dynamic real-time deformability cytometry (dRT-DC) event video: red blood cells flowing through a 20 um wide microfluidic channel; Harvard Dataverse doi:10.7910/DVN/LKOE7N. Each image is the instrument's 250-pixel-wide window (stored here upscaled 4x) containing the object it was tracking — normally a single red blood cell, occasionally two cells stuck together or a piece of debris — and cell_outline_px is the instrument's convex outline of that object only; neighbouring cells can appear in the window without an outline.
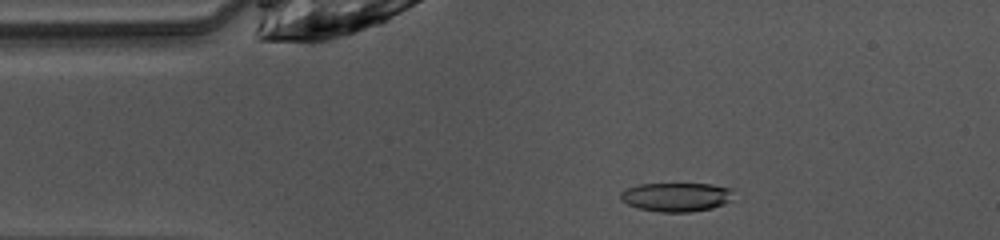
{"species": "common noctule bat (a hibernating species)", "species_latin": "Nyctalus noctula", "temperature_condition": "warm", "stored_images_in_passage": 47, "camera_frame_rate_fps": 3000, "um_per_image_px": 0.085, "animal": {"sex": "female", "body_mass_g": 10.0, "forearm_length_mm": 53.1}, "frame": {"image": 1, "passage_image": 7, "time_ms": 2.0, "image_size_px": [1000, 240], "cell_outline_px": [[732, 200], [724, 204], [712, 208], [692, 212], [660, 212], [640, 208], [628, 204], [620, 200], [620, 192], [636, 184], [712, 184], [732, 188]], "centroid_in_image_um": [57.5, 16.74], "position_along_channel_um": 27.5, "area_um2": 19.13}}
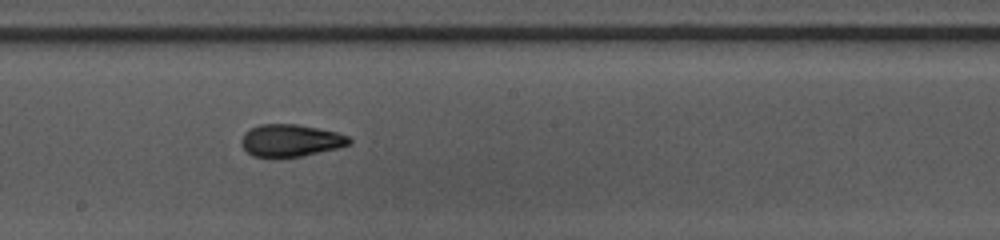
{"frame": {"image": 2, "passage_image": 24, "time_ms": 7.667, "image_size_px": [1000, 240], "cell_outline_px": [[352, 140], [348, 144], [340, 148], [300, 156], [252, 156], [240, 144], [240, 140], [244, 132], [260, 124], [296, 124], [336, 132], [348, 136]], "centroid_in_image_um": [24.69, 11.93], "position_along_channel_um": 223.5, "area_um2": 20.0}}
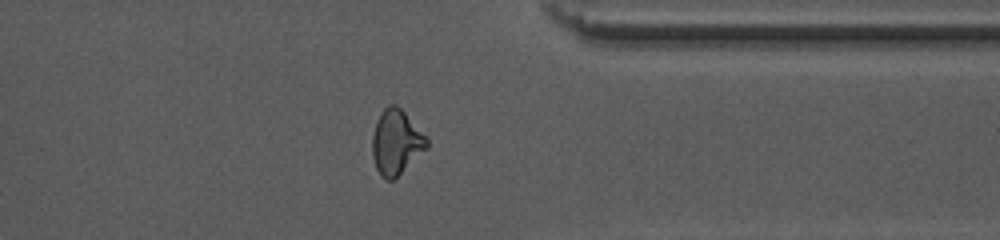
{"frame": {"image": 3, "passage_image": 36, "time_ms": 11.667, "image_size_px": [1000, 240], "cell_outline_px": [[428, 148], [392, 180], [384, 180], [380, 176], [376, 168], [372, 156], [372, 136], [376, 120], [380, 112], [388, 104], [396, 104], [404, 112], [428, 140]], "centroid_in_image_um": [33.64, 12.09], "position_along_channel_um": 377.8, "area_um2": 20.46}, "authors_computed_cell_mechanics": {"area_um2": 20.4612, "velocity_mm_per_s": 4.0724, "shape_relaxation_time_tau1_ms": 5.3063, "shape_relaxation_time_tau2_ms": 1.712, "deformation_change_tau1": 0.1932, "deformation_change_tau2": 0.0853}}